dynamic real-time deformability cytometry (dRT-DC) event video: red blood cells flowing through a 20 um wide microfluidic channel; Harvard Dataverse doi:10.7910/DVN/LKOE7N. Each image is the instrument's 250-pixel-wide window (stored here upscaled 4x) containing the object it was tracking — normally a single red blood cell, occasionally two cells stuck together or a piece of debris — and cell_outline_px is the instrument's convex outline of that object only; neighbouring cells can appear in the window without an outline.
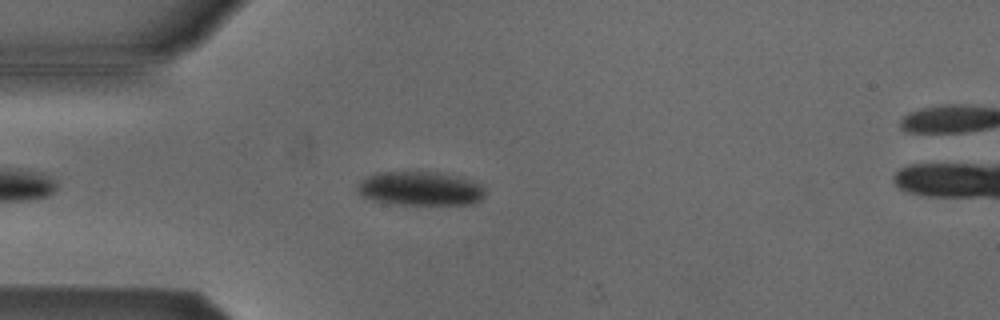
{"species": "Egyptian fruit bat (a non-hibernating species)", "species_latin": "Rousettus aegyptiacus", "temperature_condition": "cold", "stored_images_in_passage": 43, "camera_frame_rate_fps": 3000, "um_per_image_px": 0.085, "animal": {"sex": "male"}, "frame": {"image": 1, "passage_image": 7, "time_ms": 2.0, "image_size_px": [1000, 320], "cell_outline_px": [[484, 196], [480, 200], [472, 204], [400, 204], [372, 200], [360, 196], [356, 188], [360, 180], [364, 176], [376, 172], [436, 172], [456, 176], [480, 184], [484, 188]], "centroid_in_image_um": [35.65, 16.02], "position_along_channel_um": 49.3, "area_um2": 25.26}}
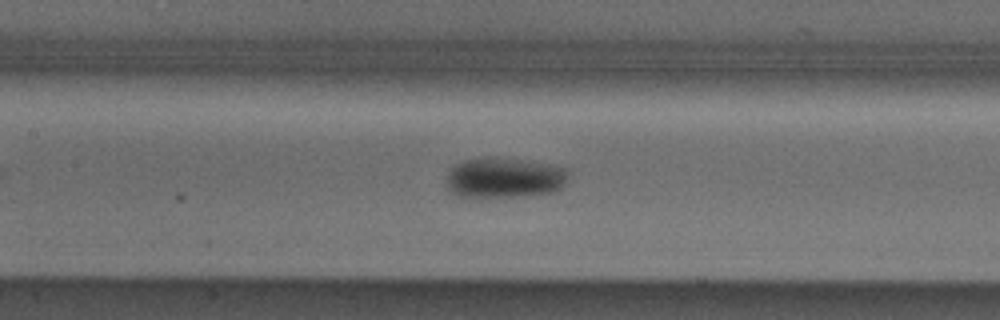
{"frame": {"image": 2, "passage_image": 17, "time_ms": 5.333, "image_size_px": [1000, 320], "cell_outline_px": [[568, 176], [564, 184], [560, 188], [552, 192], [516, 196], [460, 196], [452, 192], [448, 188], [444, 180], [448, 172], [456, 164], [464, 160], [488, 156], [520, 160], [548, 164], [568, 168]], "centroid_in_image_um": [42.84, 15.09], "position_along_channel_um": 164.6, "area_um2": 28.5}}
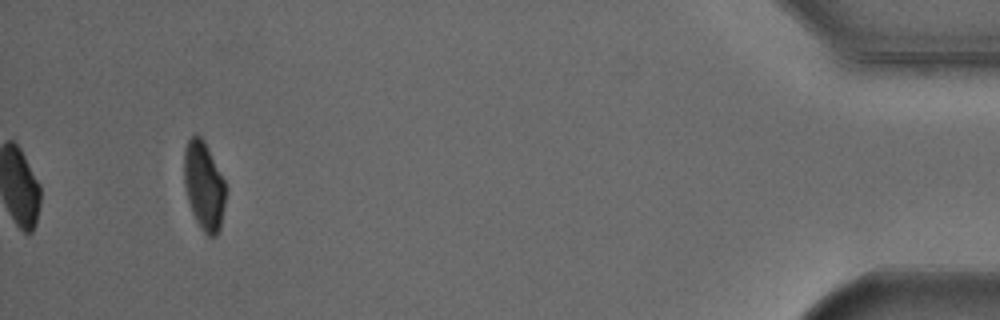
{"frame": {"image": 3, "passage_image": 43, "time_ms": 14.0, "image_size_px": [1000, 320], "cell_outline_px": [[228, 188], [220, 228], [216, 236], [208, 236], [200, 228], [192, 212], [188, 200], [184, 184], [184, 148], [188, 140], [196, 132], [204, 140]], "centroid_in_image_um": [17.34, 15.79], "position_along_channel_um": 417.9, "area_um2": 21.68}, "authors_computed_cell_mechanics": {"area_um2": 26.1256, "velocity_mm_per_s": 3.8123, "shape_relaxation_time_tau1_ms": 3.1353, "shape_relaxation_time_tau2_ms": 11.0016, "deformation_change_tau1": 0.0993, "deformation_change_tau2": 0.0906}}